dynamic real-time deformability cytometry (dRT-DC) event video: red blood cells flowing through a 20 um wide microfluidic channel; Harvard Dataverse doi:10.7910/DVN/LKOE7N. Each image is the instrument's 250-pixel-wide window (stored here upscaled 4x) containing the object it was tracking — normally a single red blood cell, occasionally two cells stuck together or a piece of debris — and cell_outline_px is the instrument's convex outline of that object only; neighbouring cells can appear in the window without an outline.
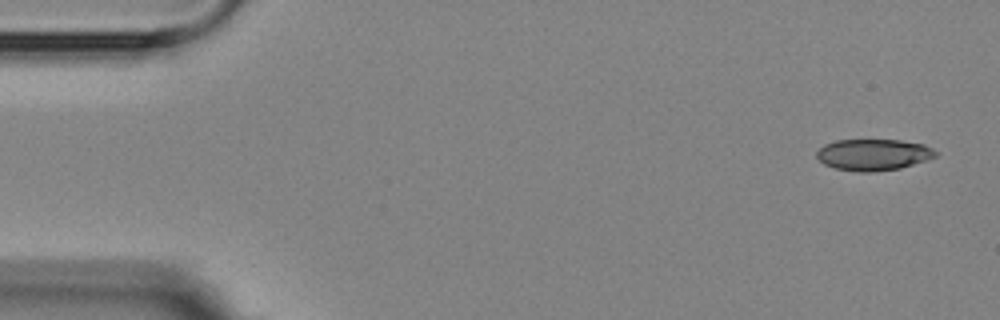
{"species": "Egyptian fruit bat (a non-hibernating species)", "species_latin": "Rousettus aegyptiacus", "temperature_condition": "room temperature", "stored_images_in_passage": 5, "camera_frame_rate_fps": 3000, "um_per_image_px": 0.085, "animal": {"sex": "female"}, "frame": {"image": 1, "passage_image": 1, "time_ms": 0.0, "image_size_px": [1000, 320], "cell_outline_px": [[940, 152], [936, 156], [900, 168], [872, 172], [856, 172], [836, 168], [824, 164], [816, 156], [816, 152], [824, 144], [836, 140], [900, 140], [924, 144]], "centroid_in_image_um": [74.23, 13.14], "position_along_channel_um": 10.8, "area_um2": 21.73}}
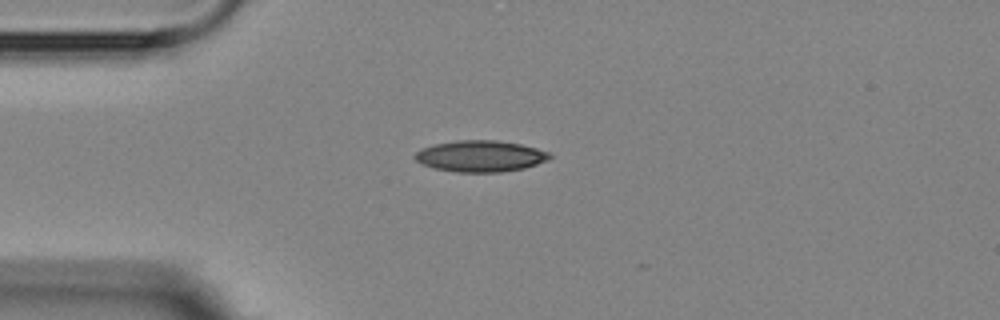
{"frame": {"image": 2, "passage_image": 4, "time_ms": 3.667, "image_size_px": [1000, 320], "cell_outline_px": [[552, 156], [548, 160], [524, 168], [500, 172], [456, 172], [432, 168], [420, 164], [412, 156], [416, 152], [424, 148], [436, 144], [456, 140], [496, 140], [520, 144], [536, 148], [548, 152]], "centroid_in_image_um": [40.81, 13.28], "position_along_channel_um": 44.2, "area_um2": 24.57}}